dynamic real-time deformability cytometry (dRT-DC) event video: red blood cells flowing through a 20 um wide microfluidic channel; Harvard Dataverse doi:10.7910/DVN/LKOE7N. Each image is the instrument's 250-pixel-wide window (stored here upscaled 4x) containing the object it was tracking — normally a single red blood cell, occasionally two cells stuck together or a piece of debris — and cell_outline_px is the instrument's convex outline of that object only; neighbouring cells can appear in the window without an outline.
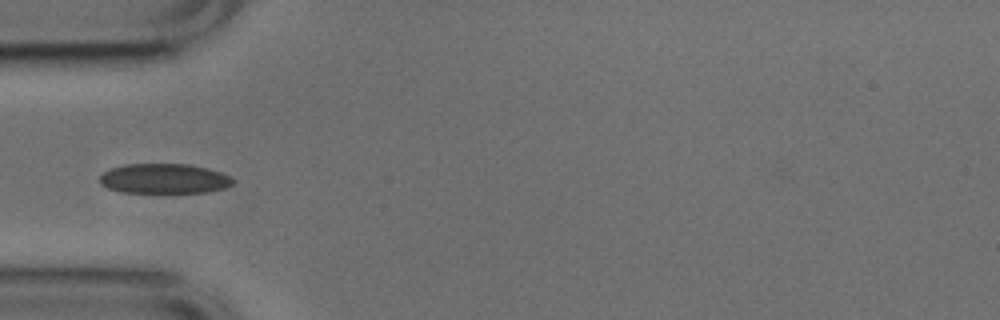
{"species": "common noctule bat (a hibernating species)", "species_latin": "Nyctalus noctula", "temperature_condition": "cold", "stored_images_in_passage": 5, "camera_frame_rate_fps": 3000, "um_per_image_px": 0.085, "animal": {"sex": "male", "body_mass_g": 17.9, "forearm_length_mm": 54.2}, "frame": {"image": 1, "passage_image": 2, "time_ms": 0.333, "image_size_px": [1000, 320], "cell_outline_px": [[236, 180], [232, 184], [224, 188], [208, 192], [120, 192], [108, 188], [100, 184], [100, 176], [104, 172], [112, 168], [124, 164], [188, 164], [208, 168], [220, 172]], "centroid_in_image_um": [13.95, 15.18], "position_along_channel_um": 71.0, "area_um2": 23.12}}